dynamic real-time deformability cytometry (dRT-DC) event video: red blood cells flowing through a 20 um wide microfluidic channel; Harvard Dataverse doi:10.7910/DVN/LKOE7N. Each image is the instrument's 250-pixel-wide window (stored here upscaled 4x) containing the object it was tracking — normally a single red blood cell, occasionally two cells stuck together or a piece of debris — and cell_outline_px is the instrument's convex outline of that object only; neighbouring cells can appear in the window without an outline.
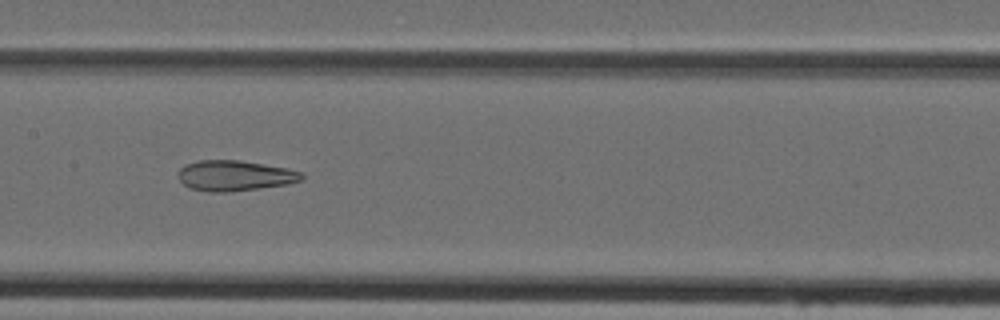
{"species": "Egyptian fruit bat (a non-hibernating species)", "species_latin": "Rousettus aegyptiacus", "temperature_condition": "cold", "stored_images_in_passage": 48, "camera_frame_rate_fps": 3000, "um_per_image_px": 0.085, "animal": {"sex": "female"}, "frame": {"image": 1, "passage_image": 24, "time_ms": 7.667, "image_size_px": [1000, 320], "cell_outline_px": [[304, 180], [288, 184], [260, 188], [224, 192], [208, 192], [188, 188], [176, 176], [180, 168], [184, 164], [200, 160], [236, 160], [288, 168], [304, 172]], "centroid_in_image_um": [19.95, 14.93], "position_along_channel_um": 187.4, "area_um2": 22.14}}
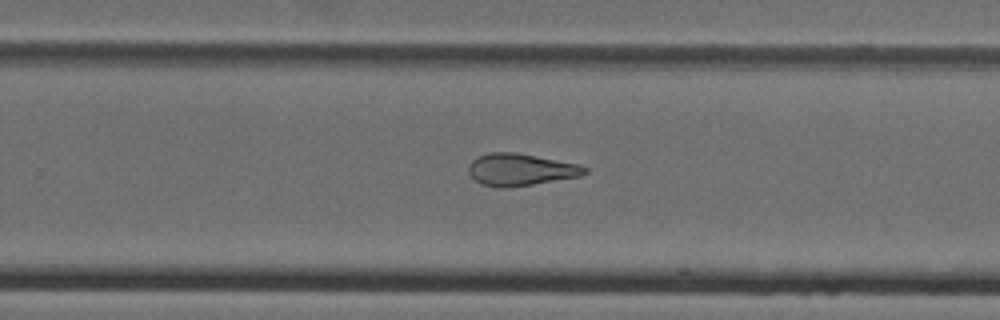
{"frame": {"image": 2, "passage_image": 31, "time_ms": 10.0, "image_size_px": [1000, 320], "cell_outline_px": [[588, 172], [580, 176], [508, 188], [496, 188], [480, 184], [468, 172], [468, 164], [472, 160], [488, 152], [516, 152], [576, 164], [588, 168]], "centroid_in_image_um": [44.2, 14.42], "position_along_channel_um": 285.6, "area_um2": 21.62}}
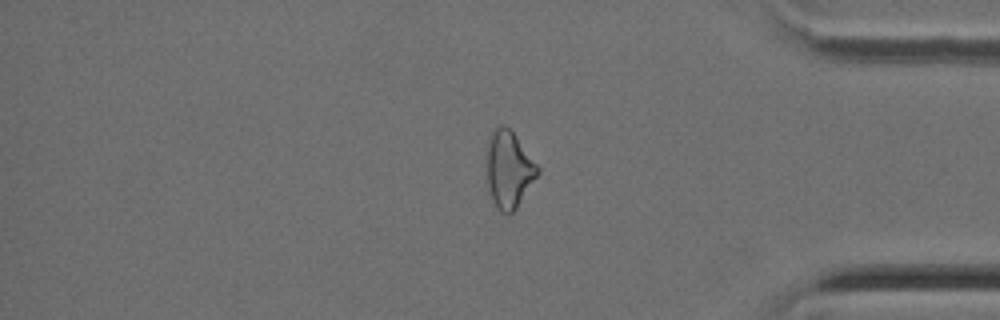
{"frame": {"image": 3, "passage_image": 40, "time_ms": 13.0, "image_size_px": [1000, 320], "cell_outline_px": [[540, 172], [516, 208], [508, 216], [500, 212], [496, 208], [488, 188], [488, 136], [500, 124], [504, 124], [512, 132], [540, 168]], "centroid_in_image_um": [43.25, 14.43], "position_along_channel_um": 391.9, "area_um2": 22.48}}